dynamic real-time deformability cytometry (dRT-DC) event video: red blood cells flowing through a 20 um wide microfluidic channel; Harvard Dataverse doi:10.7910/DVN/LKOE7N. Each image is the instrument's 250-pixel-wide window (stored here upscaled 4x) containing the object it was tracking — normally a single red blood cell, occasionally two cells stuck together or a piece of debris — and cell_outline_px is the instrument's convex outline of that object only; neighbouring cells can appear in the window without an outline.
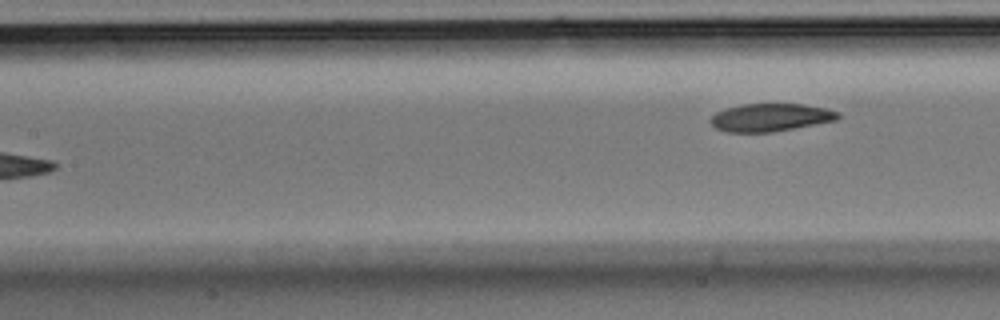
{"species": "Egyptian fruit bat (a non-hibernating species)", "species_latin": "Rousettus aegyptiacus", "temperature_condition": "room temperature", "stored_images_in_passage": 7, "camera_frame_rate_fps": 3000, "um_per_image_px": 0.085, "animal": {"sex": "male"}, "frame": {"image": 1, "passage_image": 7, "time_ms": 2.0, "image_size_px": [1000, 320], "cell_outline_px": [[840, 120], [772, 132], [728, 132], [716, 128], [708, 120], [716, 112], [724, 108], [740, 104], [804, 104], [824, 108], [840, 112]], "centroid_in_image_um": [65.5, 9.98], "position_along_channel_um": 141.9, "area_um2": 20.87}}